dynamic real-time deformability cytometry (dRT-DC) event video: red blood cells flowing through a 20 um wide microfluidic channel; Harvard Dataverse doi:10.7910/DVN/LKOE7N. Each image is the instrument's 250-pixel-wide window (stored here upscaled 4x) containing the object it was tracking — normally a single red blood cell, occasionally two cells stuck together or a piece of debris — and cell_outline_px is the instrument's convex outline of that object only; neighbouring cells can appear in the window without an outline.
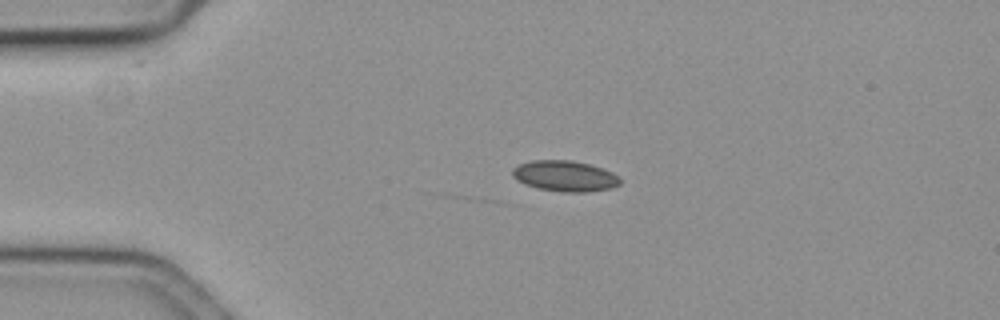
{"species": "common noctule bat (a hibernating species)", "species_latin": "Nyctalus noctula", "temperature_condition": "cold", "stored_images_in_passage": 3, "camera_frame_rate_fps": 3000, "um_per_image_px": 0.085, "animal": {"sex": "female", "body_mass_g": 19.3, "forearm_length_mm": 54.1}, "frame": {"image": 1, "passage_image": 3, "time_ms": 0.667, "image_size_px": [1000, 320], "cell_outline_px": [[620, 184], [612, 188], [588, 192], [560, 192], [540, 188], [524, 184], [516, 180], [512, 176], [512, 168], [520, 164], [532, 160], [572, 160], [588, 164], [612, 172], [620, 180]], "centroid_in_image_um": [47.98, 14.97], "position_along_channel_um": 37.0, "area_um2": 19.25}}